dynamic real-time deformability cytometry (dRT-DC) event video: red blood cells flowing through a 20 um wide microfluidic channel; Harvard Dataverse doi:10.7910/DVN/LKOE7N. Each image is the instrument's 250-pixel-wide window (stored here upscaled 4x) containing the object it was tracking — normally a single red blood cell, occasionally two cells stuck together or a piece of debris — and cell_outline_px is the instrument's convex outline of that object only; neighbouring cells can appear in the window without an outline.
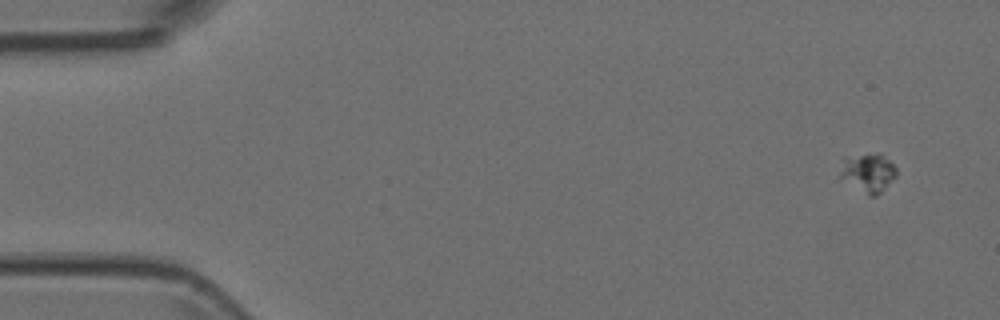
{"species": "Egyptian fruit bat (a non-hibernating species)", "species_latin": "Rousettus aegyptiacus", "temperature_condition": "room temperature", "stored_images_in_passage": 4, "camera_frame_rate_fps": 3000, "um_per_image_px": 0.085, "animal": {"sex": "female"}, "frame": {"image": 1, "passage_image": 1, "time_ms": 0.0, "image_size_px": [1000, 320], "cell_outline_px": [[896, 176], [876, 196], [868, 196], [840, 176], [840, 172], [844, 156], [880, 156], [888, 160], [896, 168]], "centroid_in_image_um": [73.78, 14.72], "position_along_channel_um": 11.2, "area_um2": 11.91}}